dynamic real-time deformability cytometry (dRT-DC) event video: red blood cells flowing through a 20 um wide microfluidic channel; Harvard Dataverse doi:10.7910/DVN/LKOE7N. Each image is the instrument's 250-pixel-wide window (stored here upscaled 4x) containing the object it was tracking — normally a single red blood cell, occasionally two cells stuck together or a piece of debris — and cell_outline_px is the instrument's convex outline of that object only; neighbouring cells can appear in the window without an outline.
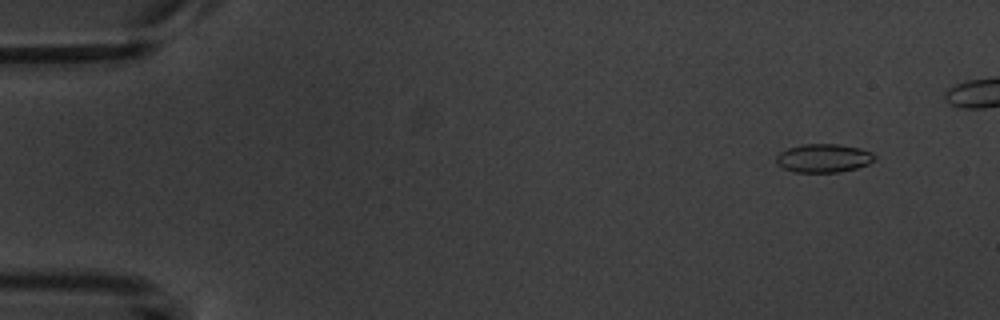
{"species": "common noctule bat (a hibernating species)", "species_latin": "Nyctalus noctula", "temperature_condition": "warm", "stored_images_in_passage": 4, "camera_frame_rate_fps": 3000, "um_per_image_px": 0.085, "animal": {"sex": "male", "body_mass_g": 20.1, "forearm_length_mm": 53.5}, "frame": {"image": 1, "passage_image": 2, "time_ms": 1.333, "image_size_px": [1000, 320], "cell_outline_px": [[876, 156], [868, 164], [856, 168], [840, 172], [792, 172], [776, 164], [776, 156], [780, 152], [788, 148], [804, 144], [836, 144], [860, 148], [872, 152]], "centroid_in_image_um": [69.98, 13.44], "position_along_channel_um": 15.0, "area_um2": 16.3}}